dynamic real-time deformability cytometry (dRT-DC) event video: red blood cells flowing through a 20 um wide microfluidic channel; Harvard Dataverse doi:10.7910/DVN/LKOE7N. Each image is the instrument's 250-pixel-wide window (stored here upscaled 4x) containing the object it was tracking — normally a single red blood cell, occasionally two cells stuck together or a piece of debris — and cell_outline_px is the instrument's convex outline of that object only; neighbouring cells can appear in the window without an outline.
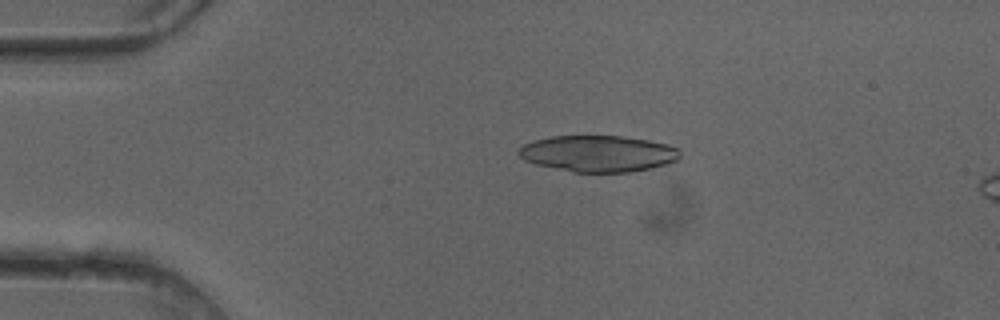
{"species": "common noctule bat (a hibernating species)", "species_latin": "Nyctalus noctula", "temperature_condition": "cold", "stored_images_in_passage": 6, "camera_frame_rate_fps": 3000, "um_per_image_px": 0.085, "animal": {"sex": "female"}, "frame": {"image": 1, "passage_image": 1, "time_ms": 0.0, "image_size_px": [1000, 320], "cell_outline_px": [[680, 156], [676, 160], [664, 164], [648, 168], [628, 172], [572, 172], [536, 164], [524, 160], [516, 152], [524, 144], [532, 140], [548, 136], [620, 136], [648, 140], [668, 144], [680, 148]], "centroid_in_image_um": [50.81, 13.04], "position_along_channel_um": 34.2, "area_um2": 34.16}}